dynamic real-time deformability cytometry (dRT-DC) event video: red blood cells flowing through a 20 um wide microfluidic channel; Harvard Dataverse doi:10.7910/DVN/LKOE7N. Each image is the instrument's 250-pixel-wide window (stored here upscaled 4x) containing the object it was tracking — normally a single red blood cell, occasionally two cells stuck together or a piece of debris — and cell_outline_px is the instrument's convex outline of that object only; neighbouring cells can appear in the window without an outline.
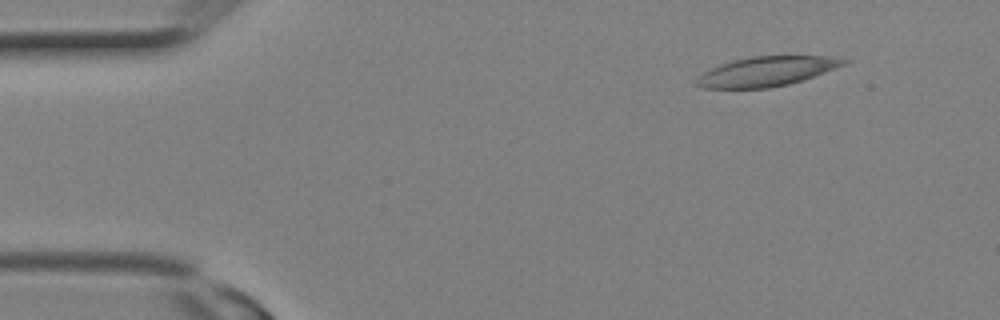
{"species": "Egyptian fruit bat (a non-hibernating species)", "species_latin": "Rousettus aegyptiacus", "temperature_condition": "room temperature", "stored_images_in_passage": 9, "camera_frame_rate_fps": 3000, "um_per_image_px": 0.085, "animal": {"sex": "female"}, "frame": {"image": 1, "passage_image": 1, "time_ms": 0.0, "image_size_px": [1000, 320], "cell_outline_px": [[852, 60], [836, 68], [788, 84], [768, 88], [704, 88], [696, 84], [696, 80], [704, 72], [720, 64], [732, 60], [752, 56], [832, 56]], "centroid_in_image_um": [65.18, 6.06], "position_along_channel_um": 19.8, "area_um2": 25.09}}
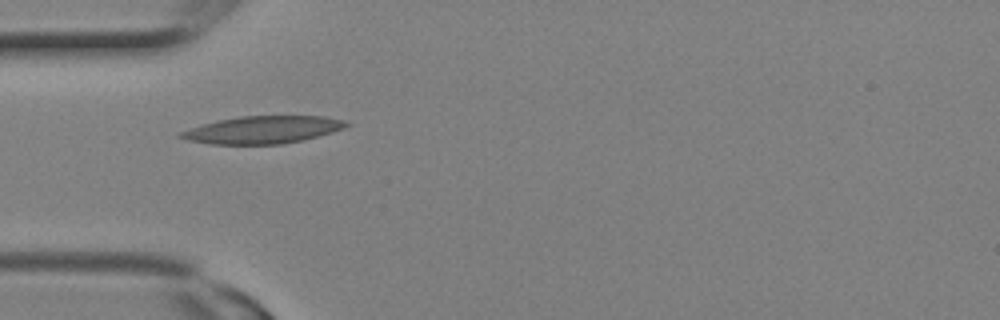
{"frame": {"image": 2, "passage_image": 6, "time_ms": 1.667, "image_size_px": [1000, 320], "cell_outline_px": [[352, 124], [344, 128], [332, 132], [300, 140], [280, 144], [208, 144], [188, 140], [176, 136], [180, 132], [200, 124], [240, 116], [324, 116], [344, 120]], "centroid_in_image_um": [22.31, 11.02], "position_along_channel_um": 62.7, "area_um2": 26.36}}
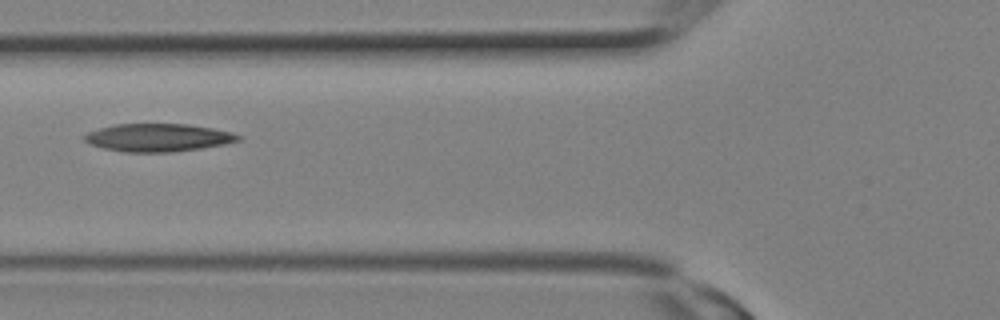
{"frame": {"image": 3, "passage_image": 8, "time_ms": 2.333, "image_size_px": [1000, 320], "cell_outline_px": [[244, 136], [240, 140], [224, 144], [200, 148], [172, 152], [124, 152], [104, 148], [92, 144], [84, 140], [80, 136], [88, 132], [100, 128], [116, 124], [188, 124], [212, 128], [232, 132]], "centroid_in_image_um": [13.45, 11.69], "position_along_channel_um": 112.4, "area_um2": 24.97}}